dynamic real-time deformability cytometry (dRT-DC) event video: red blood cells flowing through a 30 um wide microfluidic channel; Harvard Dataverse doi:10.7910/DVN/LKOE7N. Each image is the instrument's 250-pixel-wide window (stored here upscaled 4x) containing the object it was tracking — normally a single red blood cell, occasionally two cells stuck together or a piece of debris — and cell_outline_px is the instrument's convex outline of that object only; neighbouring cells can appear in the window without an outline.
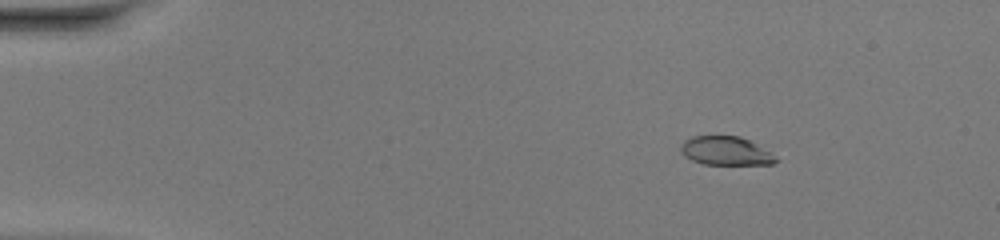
{"species": "common noctule bat (a hibernating species)", "species_latin": "Nyctalus noctula", "temperature_condition": "warm", "stored_images_in_passage": 50, "camera_frame_rate_fps": 3000, "um_per_image_px": 0.085, "animal": {"sex": "female", "body_mass_g": 20.0, "forearm_length_mm": 54.0}, "frame": {"image": 1, "passage_image": 8, "time_ms": 2.333, "image_size_px": [1000, 240], "cell_outline_px": [[780, 160], [772, 164], [704, 164], [692, 160], [684, 156], [680, 152], [680, 144], [684, 140], [692, 136], [740, 136], [756, 144], [776, 156]], "centroid_in_image_um": [61.66, 12.82], "position_along_channel_um": 23.3, "area_um2": 15.9}}
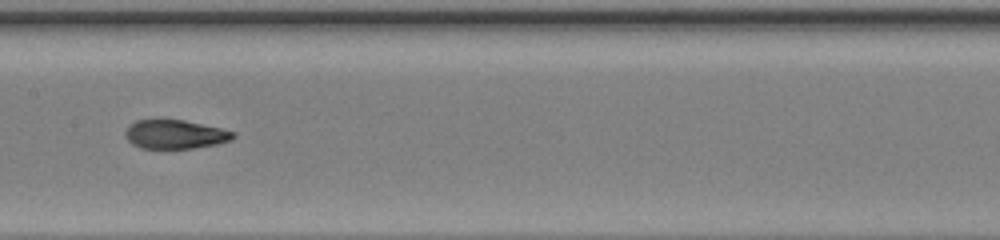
{"frame": {"image": 2, "passage_image": 27, "time_ms": 8.667, "image_size_px": [1000, 240], "cell_outline_px": [[236, 136], [232, 140], [216, 144], [196, 148], [140, 148], [132, 144], [128, 140], [124, 132], [136, 120], [184, 120], [220, 128], [236, 132]], "centroid_in_image_um": [14.92, 11.43], "position_along_channel_um": 192.5, "area_um2": 18.03}}
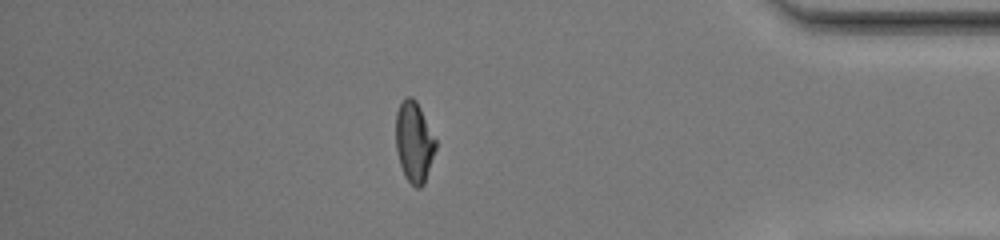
{"frame": {"image": 3, "passage_image": 44, "time_ms": 14.333, "image_size_px": [1000, 240], "cell_outline_px": [[436, 148], [424, 184], [420, 188], [416, 188], [404, 176], [400, 164], [396, 148], [396, 112], [400, 104], [408, 96], [412, 96], [416, 100], [436, 140]], "centroid_in_image_um": [35.19, 12.08], "position_along_channel_um": 400.0, "area_um2": 18.55}, "authors_computed_cell_mechanics": {"area_um2": 18.6405, "velocity_mm_per_s": 4.2206, "shape_relaxation_time_tau1_ms": null, "shape_relaxation_time_tau2_ms": 0.8461, "deformation_change_tau1": null, "deformation_change_tau2": 0.0557}}